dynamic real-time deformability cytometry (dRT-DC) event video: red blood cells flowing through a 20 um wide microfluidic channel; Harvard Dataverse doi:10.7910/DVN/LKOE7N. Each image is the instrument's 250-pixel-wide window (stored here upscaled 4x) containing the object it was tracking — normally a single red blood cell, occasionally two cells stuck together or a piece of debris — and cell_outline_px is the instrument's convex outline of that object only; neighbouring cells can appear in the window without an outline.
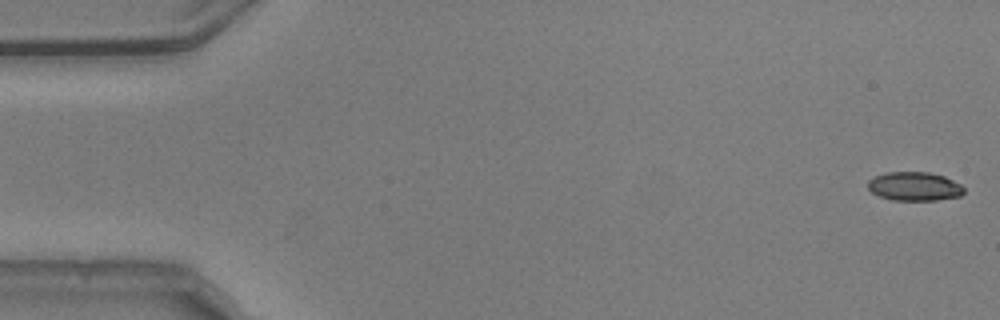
{"species": "common noctule bat (a hibernating species)", "species_latin": "Nyctalus noctula", "temperature_condition": "warm", "stored_images_in_passage": 54, "camera_frame_rate_fps": 3000, "um_per_image_px": 0.085, "animal": {"sex": "male", "body_mass_g": 20.5, "forearm_length_mm": 52.5}, "frame": {"image": 1, "passage_image": 1, "time_ms": 0.0, "image_size_px": [1000, 320], "cell_outline_px": [[964, 192], [960, 196], [936, 200], [892, 200], [880, 196], [872, 192], [868, 188], [868, 180], [872, 176], [888, 172], [928, 172], [944, 176], [960, 184], [964, 188]], "centroid_in_image_um": [77.71, 15.83], "position_along_channel_um": 7.3, "area_um2": 16.13}}
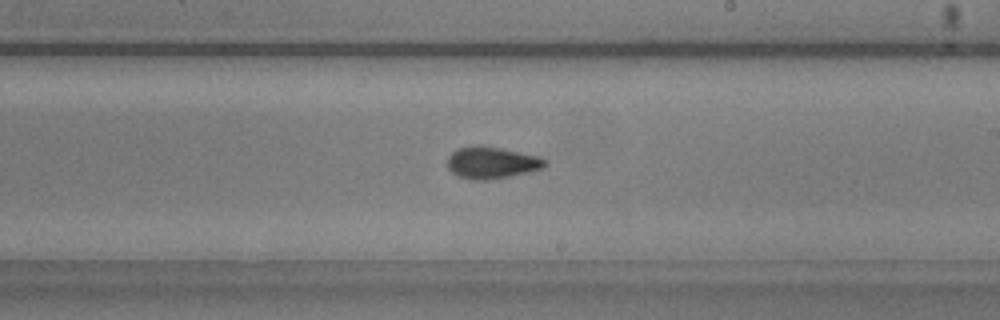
{"frame": {"image": 2, "passage_image": 31, "time_ms": 10.0, "image_size_px": [1000, 320], "cell_outline_px": [[548, 164], [544, 168], [528, 172], [488, 180], [472, 180], [460, 176], [452, 172], [448, 168], [448, 156], [452, 152], [460, 148], [476, 144], [480, 144], [540, 156], [548, 160]], "centroid_in_image_um": [41.83, 13.81], "position_along_channel_um": 247.2, "area_um2": 18.21}}
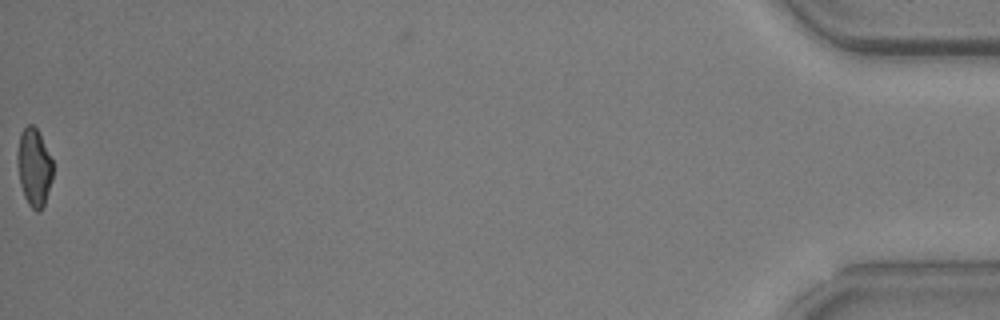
{"frame": {"image": 3, "passage_image": 54, "time_ms": 17.667, "image_size_px": [1000, 320], "cell_outline_px": [[52, 180], [44, 204], [40, 212], [36, 212], [28, 204], [24, 196], [20, 184], [16, 164], [16, 152], [20, 132], [28, 124], [32, 124], [36, 128], [52, 160]], "centroid_in_image_um": [2.86, 14.23], "position_along_channel_um": 432.3, "area_um2": 16.18}, "authors_computed_cell_mechanics": {"area_um2": 17.3111, "velocity_mm_per_s": 3.7714, "shape_relaxation_time_tau1_ms": null, "shape_relaxation_time_tau2_ms": 1.3543, "deformation_change_tau1": null, "deformation_change_tau2": 0.0782}}